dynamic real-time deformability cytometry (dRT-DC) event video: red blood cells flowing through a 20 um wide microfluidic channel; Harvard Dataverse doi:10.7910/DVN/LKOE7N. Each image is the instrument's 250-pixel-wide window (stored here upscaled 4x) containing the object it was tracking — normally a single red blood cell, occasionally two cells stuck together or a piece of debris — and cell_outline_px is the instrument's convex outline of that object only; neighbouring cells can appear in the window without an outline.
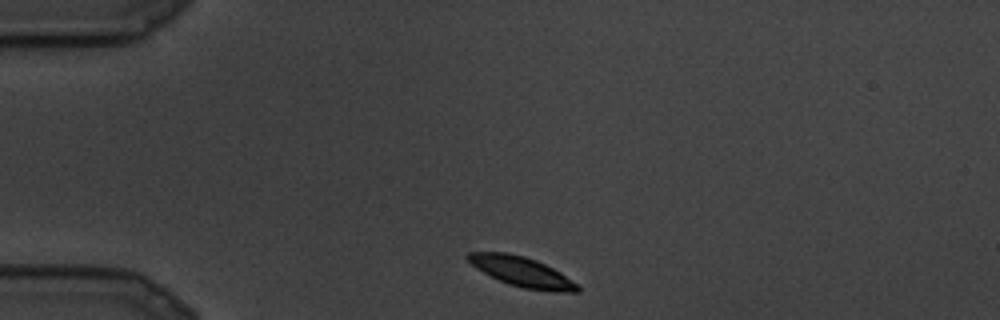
{"species": "common noctule bat (a hibernating species)", "species_latin": "Nyctalus noctula", "temperature_condition": "cold", "stored_images_in_passage": 5, "camera_frame_rate_fps": 3000, "um_per_image_px": 0.085, "animal": {"sex": "male", "body_mass_g": 19.5, "forearm_length_mm": 54.6}, "frame": {"image": 1, "passage_image": 1, "time_ms": 0.0, "image_size_px": [1000, 320], "cell_outline_px": [[580, 292], [552, 292], [524, 288], [508, 284], [476, 268], [464, 256], [468, 252], [508, 252], [524, 256], [536, 260], [560, 272], [580, 284]], "centroid_in_image_um": [44.4, 23.1], "position_along_channel_um": 40.6, "area_um2": 19.13}}
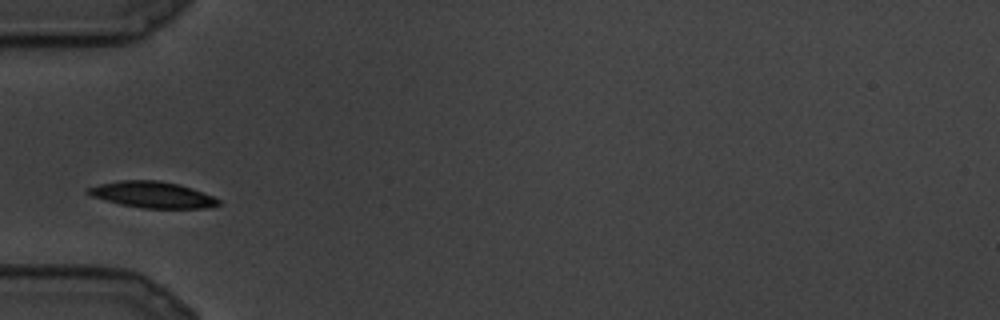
{"frame": {"image": 2, "passage_image": 4, "time_ms": 1.0, "image_size_px": [1000, 320], "cell_outline_px": [[220, 204], [204, 208], [140, 208], [120, 204], [92, 196], [84, 192], [88, 188], [100, 184], [120, 180], [160, 180], [192, 188], [212, 196], [220, 200]], "centroid_in_image_um": [12.93, 16.55], "position_along_channel_um": 72.1, "area_um2": 19.77}}